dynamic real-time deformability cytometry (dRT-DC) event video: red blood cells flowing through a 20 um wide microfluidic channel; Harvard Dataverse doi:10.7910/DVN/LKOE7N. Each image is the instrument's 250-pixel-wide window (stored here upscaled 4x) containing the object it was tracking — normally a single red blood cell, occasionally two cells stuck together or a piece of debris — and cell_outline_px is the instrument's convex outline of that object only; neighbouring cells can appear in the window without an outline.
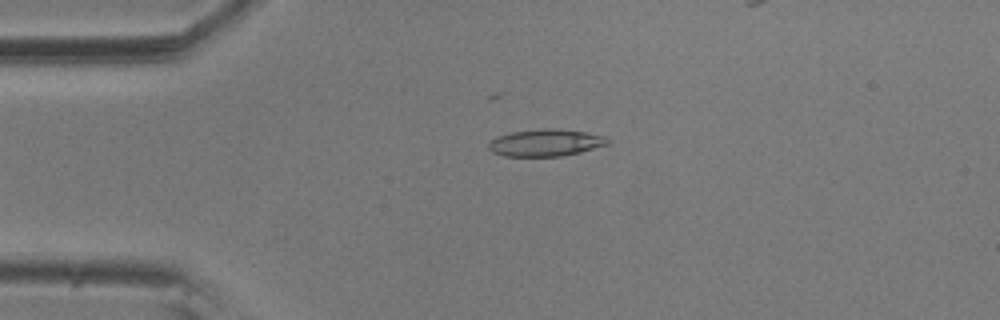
{"species": "common noctule bat (a hibernating species)", "species_latin": "Nyctalus noctula", "temperature_condition": "room temperature", "stored_images_in_passage": 4, "camera_frame_rate_fps": 3000, "um_per_image_px": 0.085, "animal": {"sex": "male", "body_mass_g": 20.5, "forearm_length_mm": 52.5}, "frame": {"image": 1, "passage_image": 2, "time_ms": 0.333, "image_size_px": [1000, 320], "cell_outline_px": [[612, 140], [608, 144], [580, 152], [560, 156], [504, 156], [492, 152], [488, 148], [488, 144], [496, 136], [508, 132], [544, 128], [556, 128], [584, 132], [604, 136]], "centroid_in_image_um": [46.36, 12.12], "position_along_channel_um": 38.6, "area_um2": 18.84}}